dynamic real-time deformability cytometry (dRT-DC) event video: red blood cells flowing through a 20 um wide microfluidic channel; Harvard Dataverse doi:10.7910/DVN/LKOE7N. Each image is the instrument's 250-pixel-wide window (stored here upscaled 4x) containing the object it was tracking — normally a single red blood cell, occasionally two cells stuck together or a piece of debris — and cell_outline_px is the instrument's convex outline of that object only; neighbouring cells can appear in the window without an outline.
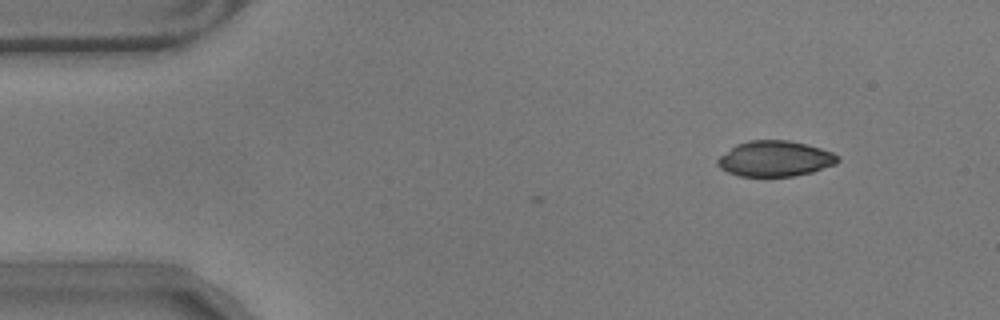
{"species": "common noctule bat (a hibernating species)", "species_latin": "Nyctalus noctula", "temperature_condition": "warm", "stored_images_in_passage": 5, "camera_frame_rate_fps": 3000, "um_per_image_px": 0.085, "animal": {"sex": "male", "body_mass_g": 17.9}, "frame": {"image": 1, "passage_image": 5, "time_ms": 1.333, "image_size_px": [1000, 320], "cell_outline_px": [[840, 160], [836, 164], [812, 172], [792, 176], [740, 176], [728, 172], [720, 168], [716, 164], [716, 160], [720, 156], [736, 144], [748, 140], [788, 140], [820, 148], [832, 152], [840, 156]], "centroid_in_image_um": [65.87, 13.49], "position_along_channel_um": 19.1, "area_um2": 24.91}}